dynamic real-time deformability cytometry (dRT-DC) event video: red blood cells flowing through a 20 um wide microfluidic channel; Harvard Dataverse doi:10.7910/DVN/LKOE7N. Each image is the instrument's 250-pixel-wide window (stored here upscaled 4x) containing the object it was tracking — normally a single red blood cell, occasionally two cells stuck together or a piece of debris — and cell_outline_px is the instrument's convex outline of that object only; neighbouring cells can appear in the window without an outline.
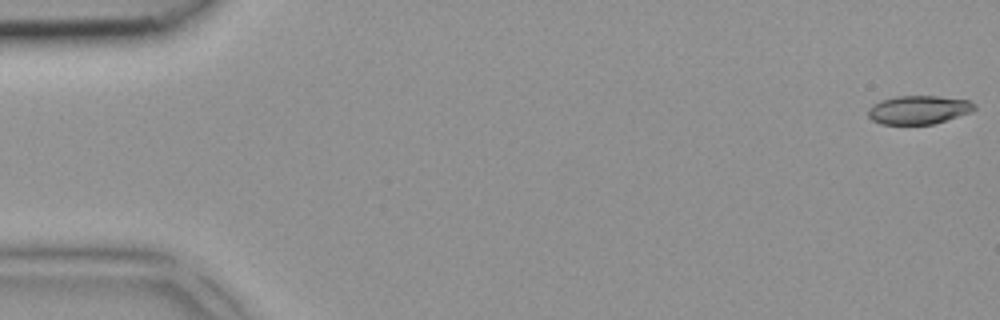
{"species": "common noctule bat (a hibernating species)", "species_latin": "Nyctalus noctula", "temperature_condition": "room temperature", "stored_images_in_passage": 3, "camera_frame_rate_fps": 3000, "um_per_image_px": 0.085, "animal": {"sex": "female", "body_mass_g": 18.4}, "frame": {"image": 1, "passage_image": 1, "time_ms": 0.0, "image_size_px": [1000, 320], "cell_outline_px": [[976, 108], [972, 112], [932, 124], [880, 124], [872, 120], [868, 116], [868, 108], [872, 104], [880, 100], [896, 96], [940, 96], [968, 100], [976, 104]], "centroid_in_image_um": [78.07, 9.32], "position_along_channel_um": 6.9, "area_um2": 17.8}}